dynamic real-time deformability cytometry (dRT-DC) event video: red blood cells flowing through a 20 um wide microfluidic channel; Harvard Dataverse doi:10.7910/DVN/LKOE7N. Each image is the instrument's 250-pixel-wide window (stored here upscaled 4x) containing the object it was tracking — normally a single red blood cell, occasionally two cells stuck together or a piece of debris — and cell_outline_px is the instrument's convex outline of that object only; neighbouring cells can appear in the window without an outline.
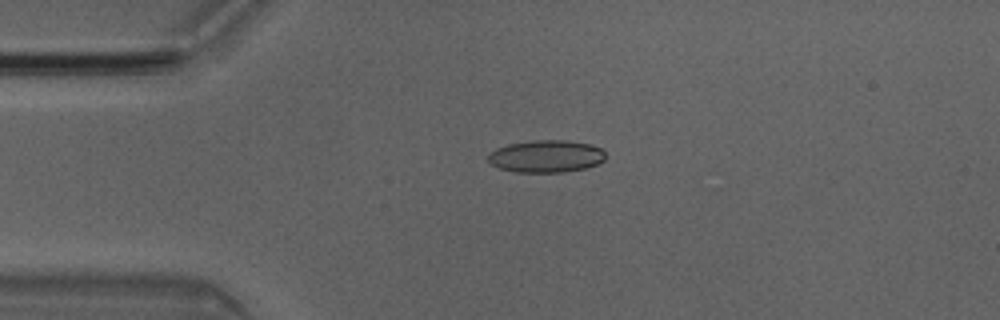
{"species": "Egyptian fruit bat (a non-hibernating species)", "species_latin": "Rousettus aegyptiacus", "temperature_condition": "room temperature", "stored_images_in_passage": 4, "camera_frame_rate_fps": 3000, "um_per_image_px": 0.085, "animal": {"sex": "male"}, "frame": {"image": 1, "passage_image": 1, "time_ms": 0.0, "image_size_px": [1000, 320], "cell_outline_px": [[604, 160], [596, 164], [584, 168], [564, 172], [516, 172], [500, 168], [492, 164], [488, 160], [488, 152], [496, 148], [508, 144], [532, 140], [568, 140], [588, 144], [600, 148], [604, 152]], "centroid_in_image_um": [46.38, 13.28], "position_along_channel_um": 38.6, "area_um2": 22.02}}